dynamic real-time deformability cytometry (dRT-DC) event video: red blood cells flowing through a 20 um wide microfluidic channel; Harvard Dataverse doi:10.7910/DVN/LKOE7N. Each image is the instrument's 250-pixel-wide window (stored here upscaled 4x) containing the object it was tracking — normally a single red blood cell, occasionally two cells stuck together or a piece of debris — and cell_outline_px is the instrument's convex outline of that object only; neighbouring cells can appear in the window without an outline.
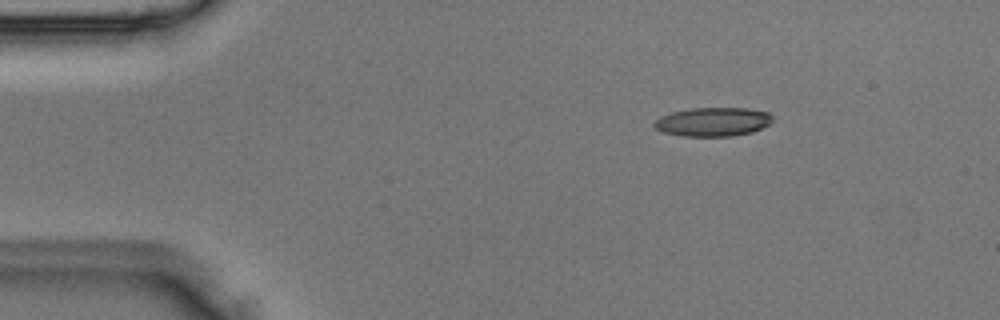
{"species": "Egyptian fruit bat (a non-hibernating species)", "species_latin": "Rousettus aegyptiacus", "temperature_condition": "room temperature", "stored_images_in_passage": 5, "camera_frame_rate_fps": 3000, "um_per_image_px": 0.085, "animal": {"sex": "male"}, "frame": {"image": 1, "passage_image": 3, "time_ms": 0.667, "image_size_px": [1000, 320], "cell_outline_px": [[772, 120], [768, 124], [752, 132], [732, 136], [680, 136], [664, 132], [656, 128], [652, 124], [660, 116], [672, 112], [692, 108], [748, 108], [768, 112], [772, 116]], "centroid_in_image_um": [60.58, 10.35], "position_along_channel_um": 24.4, "area_um2": 19.83}}
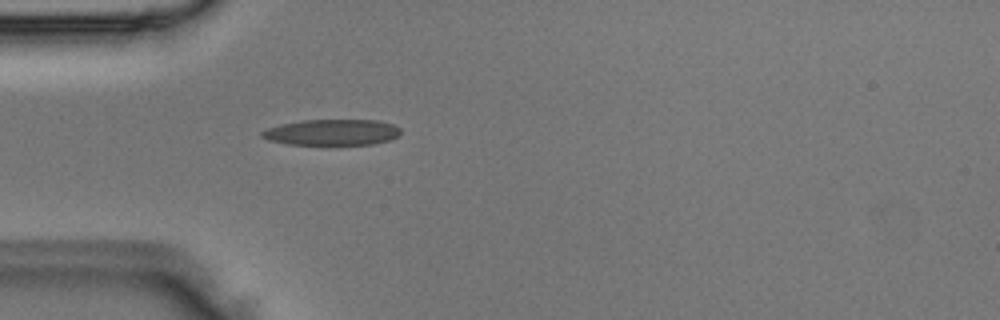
{"frame": {"image": 2, "passage_image": 5, "time_ms": 1.333, "image_size_px": [1000, 320], "cell_outline_px": [[400, 136], [388, 140], [372, 144], [288, 144], [268, 140], [260, 136], [260, 132], [268, 128], [280, 124], [304, 120], [376, 120], [392, 124], [400, 128]], "centroid_in_image_um": [28.21, 11.24], "position_along_channel_um": 56.8, "area_um2": 20.87}}